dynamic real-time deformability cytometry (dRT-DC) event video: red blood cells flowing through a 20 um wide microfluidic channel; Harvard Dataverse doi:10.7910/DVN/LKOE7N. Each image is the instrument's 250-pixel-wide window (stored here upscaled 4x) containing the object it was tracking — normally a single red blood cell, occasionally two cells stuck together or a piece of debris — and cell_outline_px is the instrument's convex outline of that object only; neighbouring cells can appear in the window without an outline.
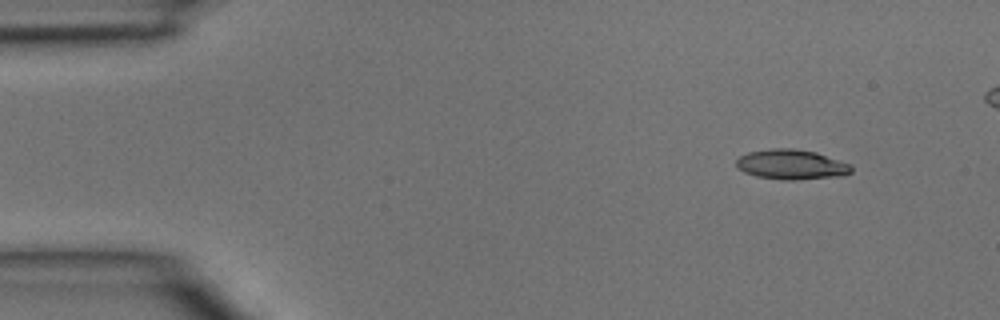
{"species": "common noctule bat (a hibernating species)", "species_latin": "Nyctalus noctula", "temperature_condition": "room temperature", "stored_images_in_passage": 4, "camera_frame_rate_fps": 3000, "um_per_image_px": 0.085, "animal": {"sex": "male", "body_mass_g": 15.6}, "frame": {"image": 1, "passage_image": 1, "time_ms": 0.0, "image_size_px": [1000, 320], "cell_outline_px": [[852, 172], [844, 176], [792, 180], [784, 180], [756, 176], [744, 172], [736, 164], [736, 160], [740, 156], [748, 152], [772, 148], [792, 148], [816, 152], [852, 164]], "centroid_in_image_um": [67.31, 13.98], "position_along_channel_um": 17.7, "area_um2": 20.17}}
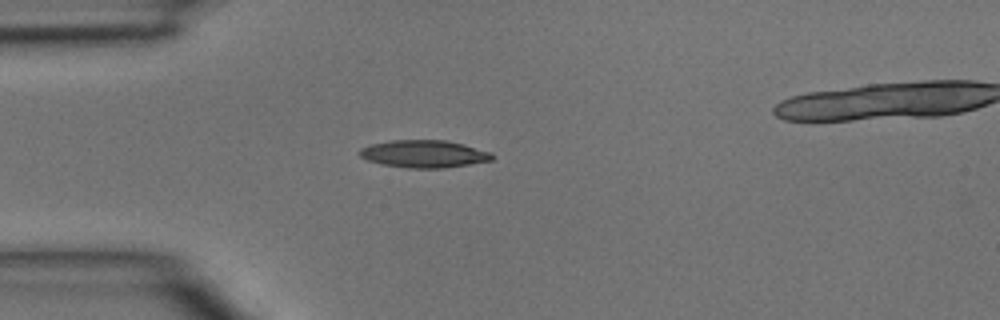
{"frame": {"image": 2, "passage_image": 3, "time_ms": 0.667, "image_size_px": [1000, 320], "cell_outline_px": [[496, 156], [492, 160], [444, 168], [408, 168], [384, 164], [368, 160], [360, 156], [356, 152], [360, 148], [368, 144], [388, 140], [444, 140], [464, 144], [492, 152]], "centroid_in_image_um": [36.02, 13.07], "position_along_channel_um": 49.0, "area_um2": 21.39}}